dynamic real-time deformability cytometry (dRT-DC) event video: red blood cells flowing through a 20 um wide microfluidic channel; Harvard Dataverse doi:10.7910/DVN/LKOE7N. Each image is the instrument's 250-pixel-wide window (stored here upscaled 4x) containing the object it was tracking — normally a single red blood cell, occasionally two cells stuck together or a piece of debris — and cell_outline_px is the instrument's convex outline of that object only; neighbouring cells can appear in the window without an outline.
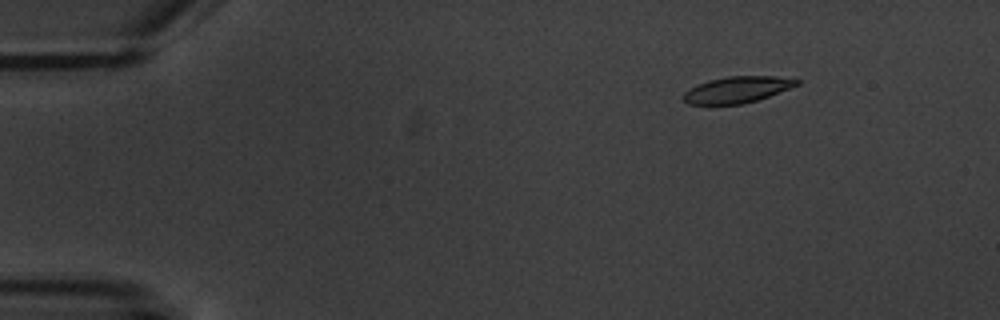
{"species": "common noctule bat (a hibernating species)", "species_latin": "Nyctalus noctula", "temperature_condition": "warm", "stored_images_in_passage": 4, "camera_frame_rate_fps": 3000, "um_per_image_px": 0.085, "animal": {"sex": "male", "body_mass_g": 20.1, "forearm_length_mm": 53.5}, "frame": {"image": 1, "passage_image": 2, "time_ms": 1.667, "image_size_px": [1000, 320], "cell_outline_px": [[800, 84], [768, 96], [744, 104], [688, 104], [684, 100], [684, 92], [708, 80], [728, 76], [776, 76], [800, 80]], "centroid_in_image_um": [62.68, 7.61], "position_along_channel_um": 22.3, "area_um2": 17.11}}
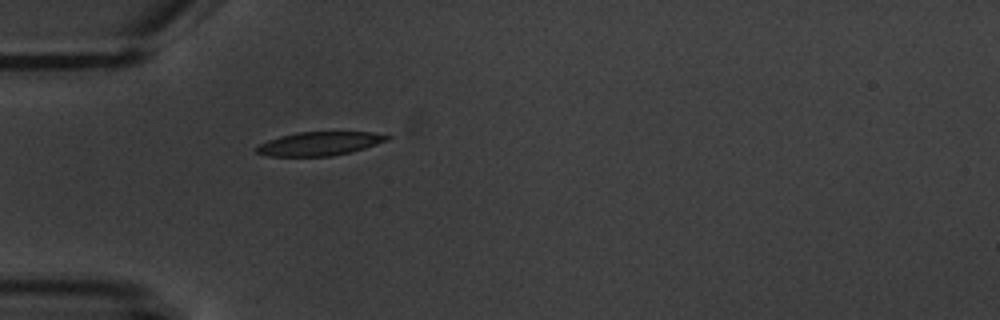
{"frame": {"image": 2, "passage_image": 4, "time_ms": 5.0, "image_size_px": [1000, 320], "cell_outline_px": [[392, 136], [388, 140], [364, 148], [332, 156], [268, 156], [256, 152], [252, 148], [268, 140], [280, 136], [296, 132], [372, 132]], "centroid_in_image_um": [27.11, 12.21], "position_along_channel_um": 57.9, "area_um2": 17.98}}